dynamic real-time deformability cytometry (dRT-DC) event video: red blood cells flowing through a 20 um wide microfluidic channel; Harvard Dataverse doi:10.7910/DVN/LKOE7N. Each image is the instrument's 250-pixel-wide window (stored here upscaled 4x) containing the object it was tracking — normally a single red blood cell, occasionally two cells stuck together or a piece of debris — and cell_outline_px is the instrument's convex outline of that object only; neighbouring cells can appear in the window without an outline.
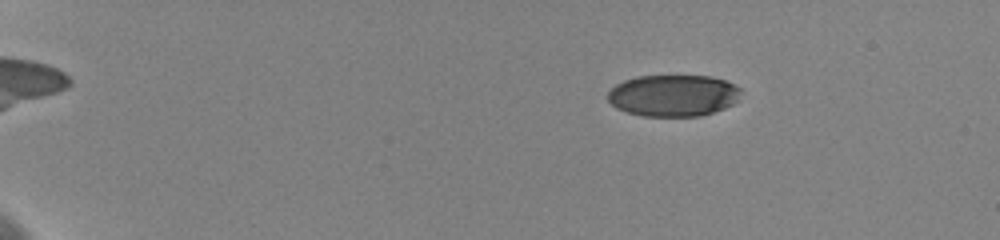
{"species": "human", "species_latin": "Homo sapiens", "temperature_condition": "cold", "stored_images_in_passage": 104, "camera_frame_rate_fps": 3000, "um_per_image_px": 0.085, "donor": {"sex": "female"}, "frame": {"image": 1, "passage_image": 16, "time_ms": 3.667, "image_size_px": [1000, 240], "cell_outline_px": [[740, 92], [736, 100], [732, 104], [724, 108], [700, 116], [644, 116], [628, 112], [616, 108], [608, 100], [608, 92], [616, 84], [624, 80], [636, 76], [712, 76], [736, 84], [740, 88]], "centroid_in_image_um": [57.22, 8.11], "position_along_channel_um": 27.8, "area_um2": 32.25}}
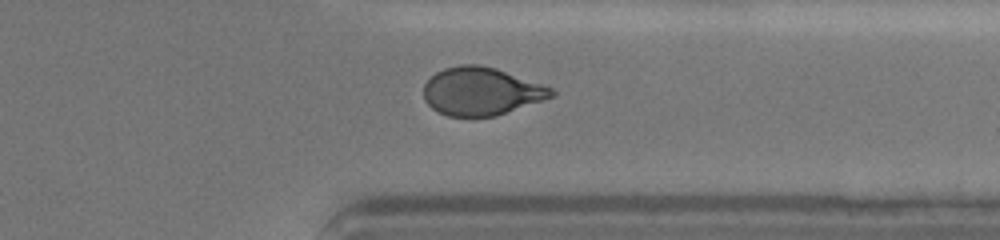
{"frame": {"image": 2, "passage_image": 81, "time_ms": 16.333, "image_size_px": [1000, 240], "cell_outline_px": [[556, 96], [496, 116], [448, 116], [436, 112], [424, 100], [424, 84], [436, 72], [444, 68], [460, 64], [480, 64], [496, 68], [552, 88], [556, 92]], "centroid_in_image_um": [40.9, 7.76], "position_along_channel_um": 370.5, "area_um2": 35.78}}
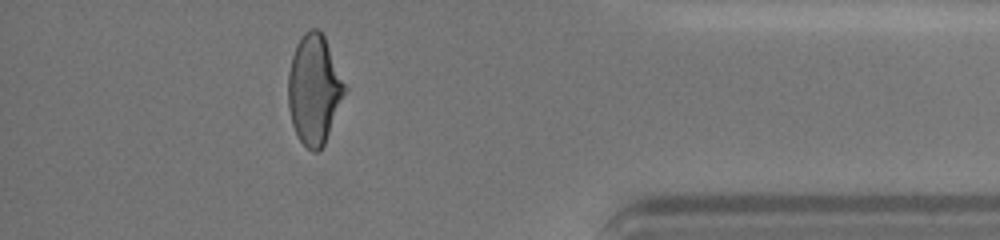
{"frame": {"image": 3, "passage_image": 92, "time_ms": 18.0, "image_size_px": [1000, 240], "cell_outline_px": [[348, 88], [324, 144], [320, 152], [312, 152], [296, 136], [292, 124], [288, 108], [288, 72], [292, 56], [296, 44], [304, 32], [312, 28], [316, 28], [324, 36]], "centroid_in_image_um": [26.7, 7.62], "position_along_channel_um": 408.5, "area_um2": 36.3}, "authors_computed_cell_mechanics": {"area_um2": 36.414, "velocity_mm_per_s": 3.6316, "shape_relaxation_time_tau1_ms": 5.2223, "shape_relaxation_time_tau2_ms": 1.5915, "deformation_change_tau1": 0.1587, "deformation_change_tau2": 0.0659}}